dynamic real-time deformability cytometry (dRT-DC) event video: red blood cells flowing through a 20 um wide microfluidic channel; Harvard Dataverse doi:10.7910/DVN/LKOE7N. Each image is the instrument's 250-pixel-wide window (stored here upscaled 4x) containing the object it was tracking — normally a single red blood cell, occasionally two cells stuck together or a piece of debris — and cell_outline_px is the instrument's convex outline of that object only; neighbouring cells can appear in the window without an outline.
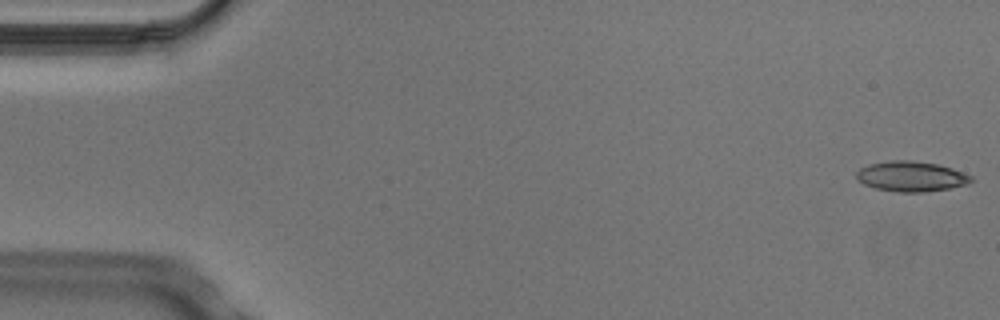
{"species": "Egyptian fruit bat (a non-hibernating species)", "species_latin": "Rousettus aegyptiacus", "temperature_condition": "cold", "stored_images_in_passage": 4, "camera_frame_rate_fps": 3000, "um_per_image_px": 0.085, "animal": {"sex": "male"}, "frame": {"image": 1, "passage_image": 1, "time_ms": 0.0, "image_size_px": [1000, 320], "cell_outline_px": [[972, 180], [968, 184], [948, 188], [924, 192], [896, 192], [876, 188], [864, 184], [856, 180], [856, 172], [860, 168], [868, 164], [892, 160], [912, 160], [936, 164], [952, 168], [972, 176]], "centroid_in_image_um": [77.42, 14.99], "position_along_channel_um": 7.6, "area_um2": 20.17}}
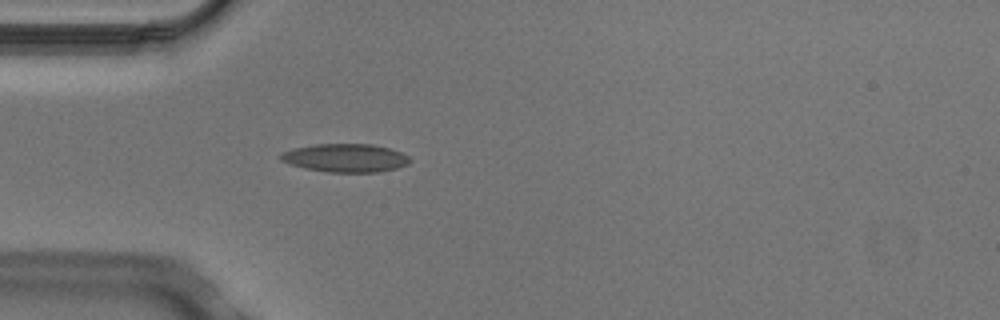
{"frame": {"image": 2, "passage_image": 4, "time_ms": 1.0, "image_size_px": [1000, 320], "cell_outline_px": [[412, 160], [408, 164], [396, 168], [380, 172], [328, 172], [304, 168], [280, 160], [280, 152], [292, 148], [316, 144], [372, 144], [388, 148], [400, 152], [408, 156]], "centroid_in_image_um": [29.35, 13.42], "position_along_channel_um": 55.6, "area_um2": 21.33}}